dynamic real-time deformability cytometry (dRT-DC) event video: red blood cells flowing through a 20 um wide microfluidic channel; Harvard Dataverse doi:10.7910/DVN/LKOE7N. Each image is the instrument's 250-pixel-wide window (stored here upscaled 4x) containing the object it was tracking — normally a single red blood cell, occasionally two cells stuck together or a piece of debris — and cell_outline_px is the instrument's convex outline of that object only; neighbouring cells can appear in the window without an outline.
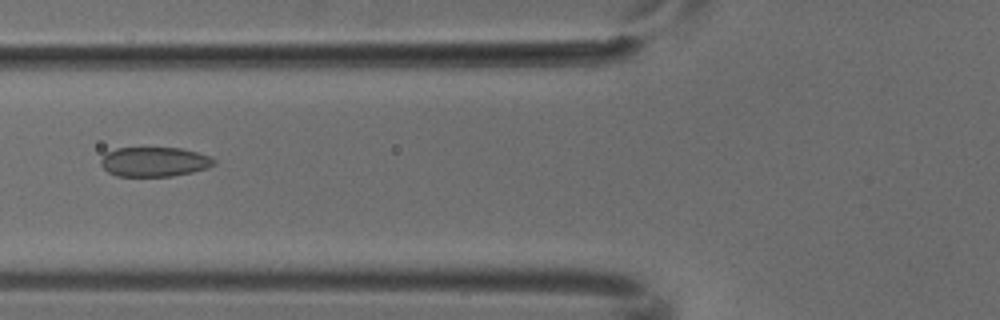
{"species": "common noctule bat (a hibernating species)", "species_latin": "Nyctalus noctula", "temperature_condition": "cold", "stored_images_in_passage": 6, "camera_frame_rate_fps": 3000, "um_per_image_px": 0.085, "animal": {"sex": "male", "body_mass_g": 18.8}, "frame": {"image": 1, "passage_image": 6, "time_ms": 1.667, "image_size_px": [1000, 320], "cell_outline_px": [[216, 164], [192, 172], [172, 176], [116, 176], [108, 172], [100, 164], [100, 160], [104, 152], [116, 148], [180, 148], [212, 156], [216, 160]], "centroid_in_image_um": [13.09, 13.75], "position_along_channel_um": 112.7, "area_um2": 19.59}}